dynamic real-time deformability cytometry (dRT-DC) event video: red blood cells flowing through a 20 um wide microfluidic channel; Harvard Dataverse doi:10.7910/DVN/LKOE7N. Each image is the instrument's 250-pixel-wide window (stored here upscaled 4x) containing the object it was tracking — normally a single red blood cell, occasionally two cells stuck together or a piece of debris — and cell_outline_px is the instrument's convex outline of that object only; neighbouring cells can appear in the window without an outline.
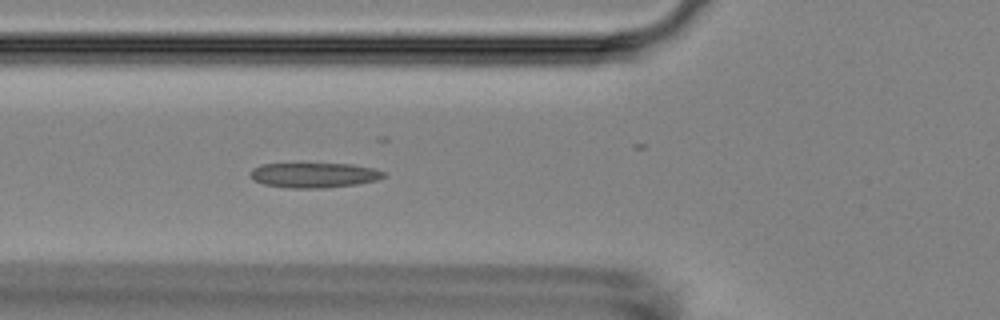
{"species": "Egyptian fruit bat (a non-hibernating species)", "species_latin": "Rousettus aegyptiacus", "temperature_condition": "room temperature", "stored_images_in_passage": 5, "camera_frame_rate_fps": 3000, "um_per_image_px": 0.085, "animal": {"sex": "female"}, "frame": {"image": 1, "passage_image": 5, "time_ms": 4.667, "image_size_px": [1000, 320], "cell_outline_px": [[388, 176], [376, 180], [356, 184], [324, 188], [288, 188], [264, 184], [252, 180], [248, 172], [252, 168], [260, 164], [352, 164], [372, 168], [384, 172]], "centroid_in_image_um": [26.66, 14.89], "position_along_channel_um": 99.1, "area_um2": 19.48}}